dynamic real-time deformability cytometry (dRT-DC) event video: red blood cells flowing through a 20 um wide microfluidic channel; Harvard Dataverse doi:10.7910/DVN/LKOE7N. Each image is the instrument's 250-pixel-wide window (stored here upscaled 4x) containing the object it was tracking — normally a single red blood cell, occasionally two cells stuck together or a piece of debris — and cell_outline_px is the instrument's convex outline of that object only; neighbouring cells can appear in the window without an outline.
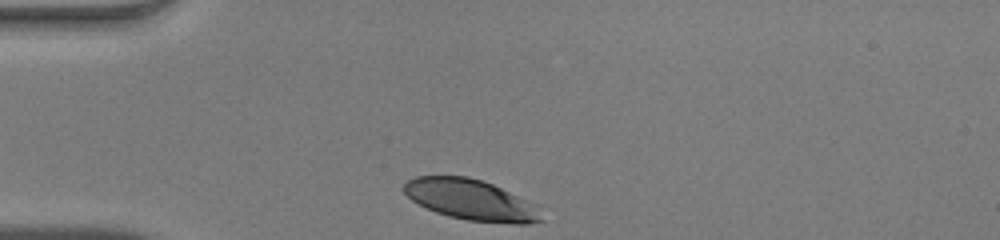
{"species": "human", "species_latin": "Homo sapiens", "temperature_condition": "warm", "stored_images_in_passage": 29, "camera_frame_rate_fps": 3000, "um_per_image_px": 0.085, "donor": {"sex": "male"}, "frame": {"image": 1, "passage_image": 1, "time_ms": 0.0, "image_size_px": [1000, 240], "cell_outline_px": [[544, 220], [528, 224], [512, 224], [468, 220], [448, 216], [436, 212], [412, 200], [404, 192], [404, 184], [408, 180], [416, 176], [468, 176], [492, 184], [540, 204]], "centroid_in_image_um": [40.14, 17.0], "position_along_channel_um": 44.9, "area_um2": 32.95}}
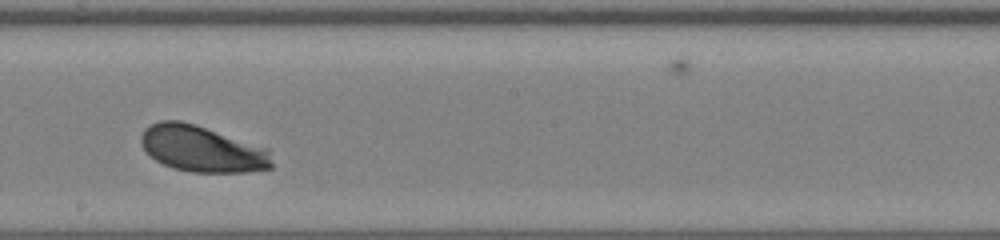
{"frame": {"image": 2, "passage_image": 17, "time_ms": 5.333, "image_size_px": [1000, 240], "cell_outline_px": [[272, 168], [244, 172], [192, 172], [172, 168], [156, 160], [140, 144], [140, 136], [144, 128], [160, 120], [180, 120], [196, 124], [268, 148], [272, 164]], "centroid_in_image_um": [17.16, 12.64], "position_along_channel_um": 231.0, "area_um2": 35.26}}
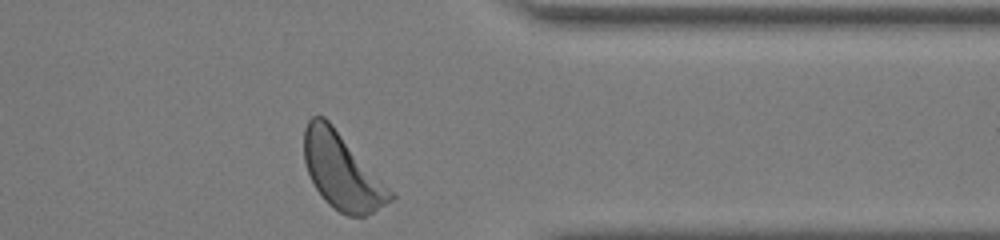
{"frame": {"image": 3, "passage_image": 29, "time_ms": 9.333, "image_size_px": [1000, 240], "cell_outline_px": [[396, 196], [392, 200], [372, 212], [364, 216], [348, 216], [332, 208], [324, 200], [316, 188], [308, 172], [304, 160], [304, 128], [308, 120], [312, 116], [324, 116], [332, 124]], "centroid_in_image_um": [29.04, 14.56], "position_along_channel_um": 382.4, "area_um2": 37.57}, "authors_computed_cell_mechanics": {"area_um2": 34.7956, "velocity_mm_per_s": 3.9928, "shape_relaxation_time_tau1_ms": 1.2424, "shape_relaxation_time_tau2_ms": null, "deformation_change_tau1": 0.1133, "deformation_change_tau2": null}}